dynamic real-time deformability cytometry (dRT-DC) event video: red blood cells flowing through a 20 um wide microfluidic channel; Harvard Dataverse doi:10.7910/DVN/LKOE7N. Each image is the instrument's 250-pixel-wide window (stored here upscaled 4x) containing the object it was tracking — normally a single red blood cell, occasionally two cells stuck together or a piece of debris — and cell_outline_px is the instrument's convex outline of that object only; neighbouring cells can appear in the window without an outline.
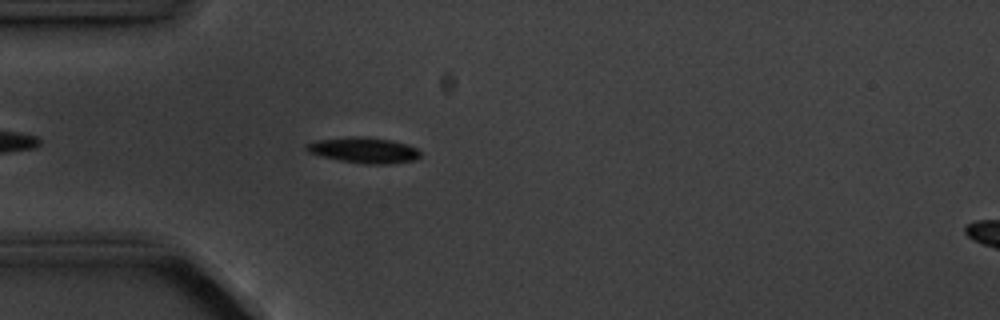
{"species": "common noctule bat (a hibernating species)", "species_latin": "Nyctalus noctula", "temperature_condition": "cold", "stored_images_in_passage": 6, "segment_of_instrument_passage": [1, 2], "camera_frame_rate_fps": 3000, "um_per_image_px": 0.085, "animal": {"sex": "male", "body_mass_g": 20.1, "forearm_length_mm": 53.5}, "frame": {"image": 1, "passage_image": 5, "time_ms": 4.667, "image_size_px": [1000, 320], "cell_outline_px": [[420, 156], [416, 160], [392, 164], [364, 164], [340, 160], [308, 152], [304, 148], [304, 144], [316, 140], [348, 136], [364, 136], [392, 140], [408, 144], [416, 148], [420, 152]], "centroid_in_image_um": [30.94, 12.75], "position_along_channel_um": 54.1, "area_um2": 17.28}}